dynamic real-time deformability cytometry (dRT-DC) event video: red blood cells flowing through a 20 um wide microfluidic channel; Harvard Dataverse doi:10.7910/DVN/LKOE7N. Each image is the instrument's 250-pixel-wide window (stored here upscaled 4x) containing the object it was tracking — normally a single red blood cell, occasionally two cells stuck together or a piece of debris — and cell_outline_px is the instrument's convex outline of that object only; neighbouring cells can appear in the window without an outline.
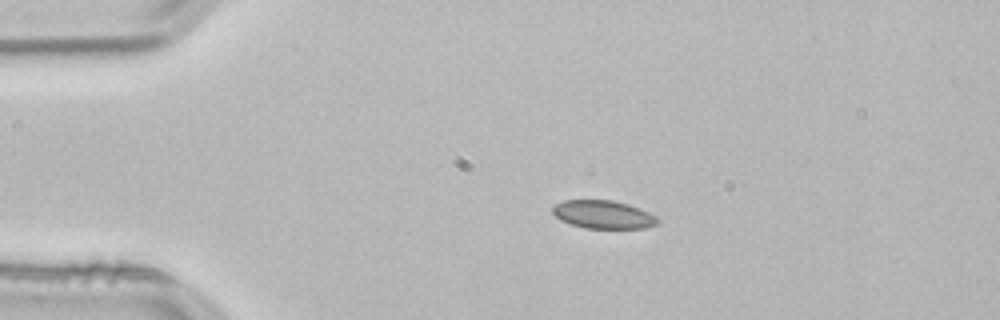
{"species": "common noctule bat (a hibernating species)", "species_latin": "Nyctalus noctula", "temperature_condition": "room temperature", "stored_images_in_passage": 3, "camera_frame_rate_fps": 3000, "um_per_image_px": 0.085, "animal": {"sex": "male", "body_mass_g": 21.5, "forearm_length_mm": 52.0}, "frame": {"image": 1, "passage_image": 1, "time_ms": 0.0, "image_size_px": [1000, 320], "cell_outline_px": [[660, 220], [656, 224], [644, 228], [584, 228], [560, 220], [552, 212], [552, 208], [556, 204], [564, 200], [612, 200], [628, 204], [640, 208], [656, 216]], "centroid_in_image_um": [51.28, 18.23], "position_along_channel_um": 33.7, "area_um2": 17.17}}